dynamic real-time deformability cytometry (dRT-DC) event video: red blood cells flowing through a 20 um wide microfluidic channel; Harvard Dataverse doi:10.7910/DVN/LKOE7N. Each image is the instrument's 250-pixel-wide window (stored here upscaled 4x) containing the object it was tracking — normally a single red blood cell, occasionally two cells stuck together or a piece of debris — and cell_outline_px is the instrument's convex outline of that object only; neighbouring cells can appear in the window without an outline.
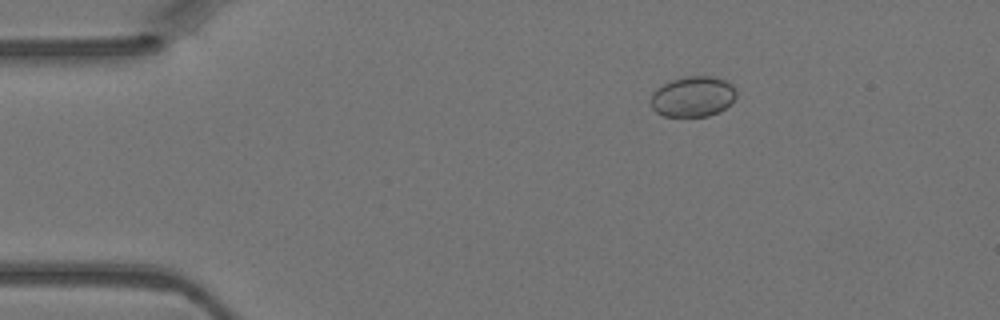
{"species": "Egyptian fruit bat (a non-hibernating species)", "species_latin": "Rousettus aegyptiacus", "temperature_condition": "warm", "stored_images_in_passage": 5, "camera_frame_rate_fps": 3000, "um_per_image_px": 0.085, "animal": {"sex": "female"}, "frame": {"image": 1, "passage_image": 2, "time_ms": 0.333, "image_size_px": [1000, 320], "cell_outline_px": [[736, 96], [724, 108], [708, 116], [664, 116], [656, 112], [652, 108], [652, 92], [656, 88], [672, 80], [688, 76], [712, 76], [724, 80], [732, 84], [736, 92]], "centroid_in_image_um": [58.88, 8.2], "position_along_channel_um": 26.1, "area_um2": 19.88}}
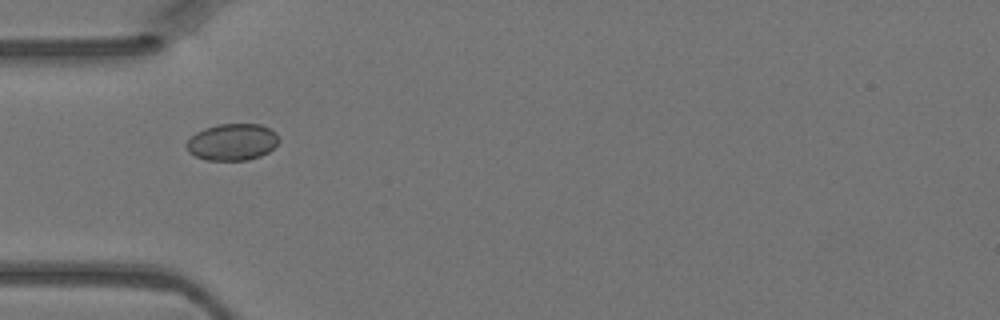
{"frame": {"image": 2, "passage_image": 4, "time_ms": 1.0, "image_size_px": [1000, 320], "cell_outline_px": [[280, 140], [268, 152], [260, 156], [248, 160], [204, 160], [188, 152], [184, 144], [196, 132], [204, 128], [216, 124], [260, 124], [276, 132]], "centroid_in_image_um": [19.72, 12.07], "position_along_channel_um": 65.3, "area_um2": 19.88}}
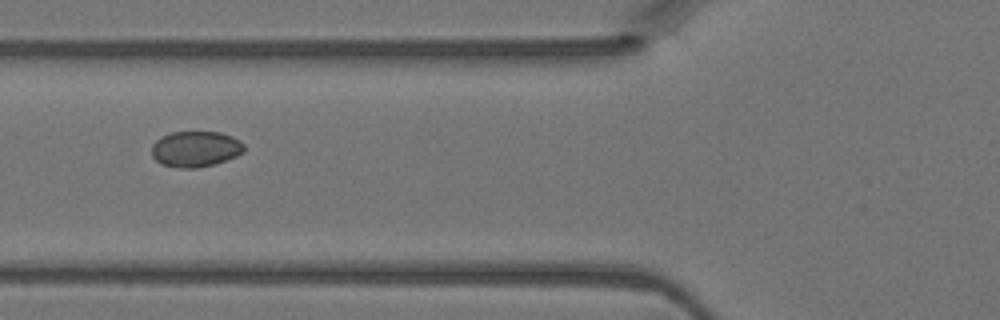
{"frame": {"image": 3, "passage_image": 5, "time_ms": 1.333, "image_size_px": [1000, 320], "cell_outline_px": [[244, 152], [236, 156], [212, 164], [196, 168], [180, 168], [160, 164], [152, 156], [152, 144], [156, 140], [172, 132], [220, 132], [232, 136], [240, 140], [244, 144]], "centroid_in_image_um": [16.62, 12.66], "position_along_channel_um": 109.2, "area_um2": 19.19}}